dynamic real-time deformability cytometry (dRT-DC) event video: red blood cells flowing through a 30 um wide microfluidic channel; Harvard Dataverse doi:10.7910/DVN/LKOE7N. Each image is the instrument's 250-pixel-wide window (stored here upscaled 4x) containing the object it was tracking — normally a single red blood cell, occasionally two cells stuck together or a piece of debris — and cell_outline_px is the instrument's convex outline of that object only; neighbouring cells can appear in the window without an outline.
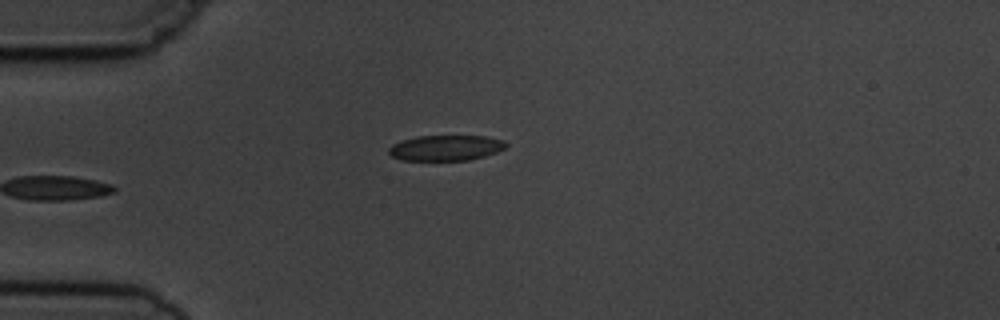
{"species": "common noctule bat (a hibernating species)", "species_latin": "Nyctalus noctula", "temperature_condition": "cold", "stored_images_in_passage": 5, "camera_frame_rate_fps": 3000, "um_per_image_px": 0.085, "animal": {"sex": "male", "body_mass_g": 19.5, "forearm_length_mm": 54.6}, "frame": {"image": 1, "passage_image": 5, "time_ms": 4.667, "image_size_px": [1000, 320], "cell_outline_px": [[508, 144], [504, 148], [496, 152], [484, 156], [468, 160], [400, 160], [392, 156], [388, 152], [388, 148], [392, 144], [400, 140], [416, 136], [488, 136], [504, 140]], "centroid_in_image_um": [37.87, 12.56], "position_along_channel_um": 47.1, "area_um2": 17.51}}